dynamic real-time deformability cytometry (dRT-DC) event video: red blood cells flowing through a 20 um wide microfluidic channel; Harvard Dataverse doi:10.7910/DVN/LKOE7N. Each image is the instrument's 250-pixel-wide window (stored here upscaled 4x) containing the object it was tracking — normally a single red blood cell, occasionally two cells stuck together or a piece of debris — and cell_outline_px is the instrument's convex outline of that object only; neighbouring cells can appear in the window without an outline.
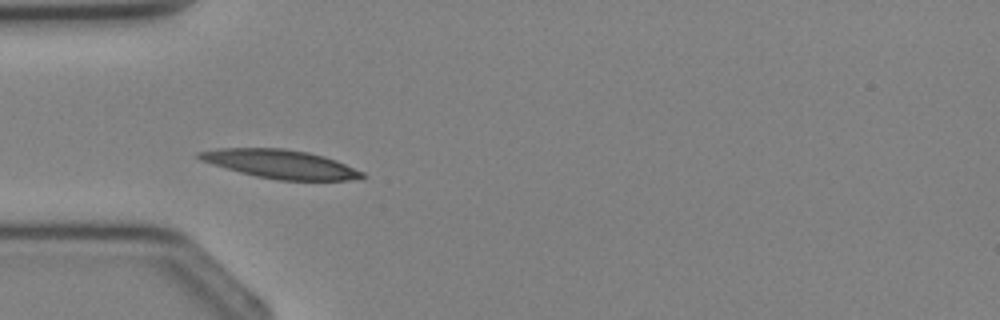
{"species": "Egyptian fruit bat (a non-hibernating species)", "species_latin": "Rousettus aegyptiacus", "temperature_condition": "cold", "stored_images_in_passage": 4, "camera_frame_rate_fps": 3000, "um_per_image_px": 0.085, "animal": {"sex": "female"}, "frame": {"image": 1, "passage_image": 3, "time_ms": 2.333, "image_size_px": [1000, 320], "cell_outline_px": [[364, 176], [360, 180], [280, 180], [256, 176], [240, 172], [212, 164], [200, 160], [196, 156], [196, 152], [220, 148], [284, 148], [308, 152], [324, 156], [336, 160], [364, 172]], "centroid_in_image_um": [23.85, 13.94], "position_along_channel_um": 61.1, "area_um2": 27.22}}
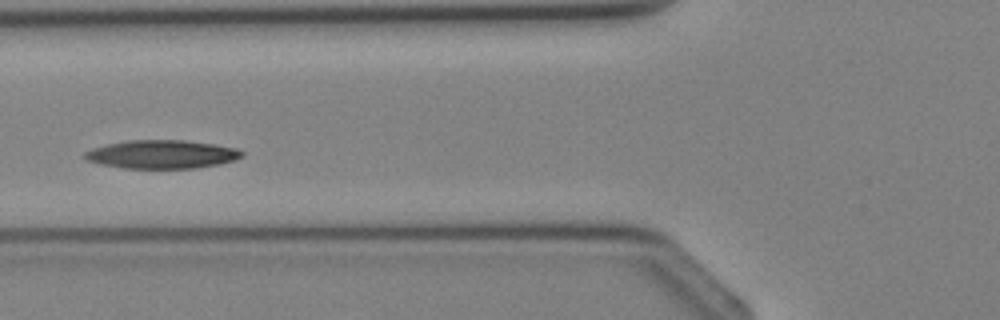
{"frame": {"image": 2, "passage_image": 4, "time_ms": 3.333, "image_size_px": [1000, 320], "cell_outline_px": [[244, 156], [236, 160], [220, 164], [196, 168], [124, 168], [100, 164], [84, 160], [84, 152], [92, 148], [108, 144], [128, 140], [184, 140], [212, 144], [236, 148], [244, 152]], "centroid_in_image_um": [13.76, 13.12], "position_along_channel_um": 112.0, "area_um2": 26.13}}